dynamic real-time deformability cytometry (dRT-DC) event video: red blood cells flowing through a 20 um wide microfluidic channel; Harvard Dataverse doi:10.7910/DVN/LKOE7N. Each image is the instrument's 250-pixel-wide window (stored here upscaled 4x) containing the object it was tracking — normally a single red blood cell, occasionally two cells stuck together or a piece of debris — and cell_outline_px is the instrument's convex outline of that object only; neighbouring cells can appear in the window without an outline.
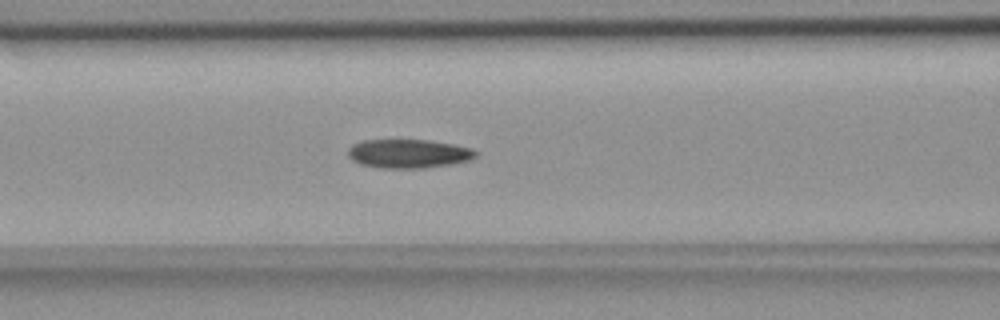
{"species": "common noctule bat (a hibernating species)", "species_latin": "Nyctalus noctula", "temperature_condition": "room temperature", "stored_images_in_passage": 43, "camera_frame_rate_fps": 3000, "um_per_image_px": 0.085, "animal": {"sex": "female", "body_mass_g": 18.4}, "frame": {"image": 1, "passage_image": 11, "time_ms": 3.333, "image_size_px": [1000, 320], "cell_outline_px": [[476, 156], [468, 160], [452, 164], [424, 168], [380, 168], [360, 164], [352, 160], [348, 156], [348, 148], [352, 144], [364, 140], [428, 140], [452, 144], [472, 148], [476, 152]], "centroid_in_image_um": [34.69, 13.06], "position_along_channel_um": 131.9, "area_um2": 21.44}}
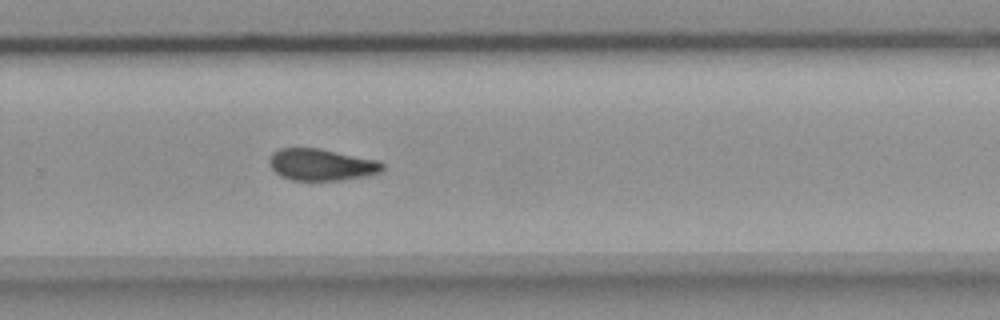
{"frame": {"image": 2, "passage_image": 25, "time_ms": 8.0, "image_size_px": [1000, 320], "cell_outline_px": [[384, 168], [380, 172], [364, 176], [340, 180], [292, 180], [280, 176], [272, 168], [268, 160], [272, 152], [280, 148], [320, 148], [376, 160], [384, 164]], "centroid_in_image_um": [27.29, 13.99], "position_along_channel_um": 302.5, "area_um2": 20.81}}
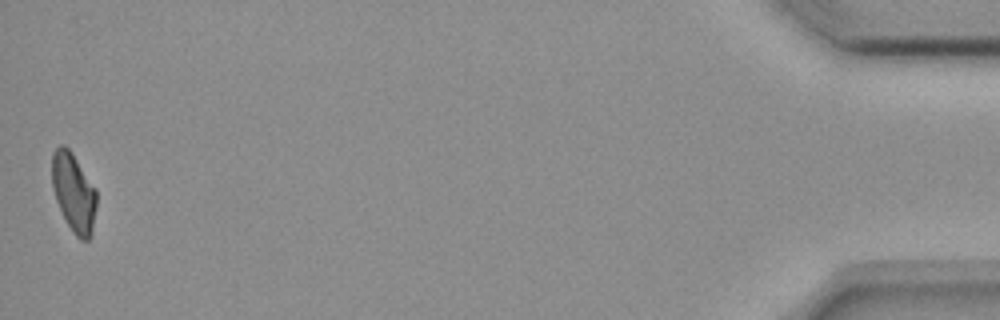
{"frame": {"image": 3, "passage_image": 43, "time_ms": 14.0, "image_size_px": [1000, 320], "cell_outline_px": [[96, 204], [92, 236], [88, 240], [80, 240], [72, 232], [56, 200], [52, 188], [52, 152], [60, 144], [64, 144], [72, 152], [96, 188]], "centroid_in_image_um": [6.27, 16.35], "position_along_channel_um": 428.9, "area_um2": 20.58}, "authors_computed_cell_mechanics": {"area_um2": 21.386, "velocity_mm_per_s": 3.6646, "shape_relaxation_time_tau1_ms": null, "shape_relaxation_time_tau2_ms": 4.8008, "deformation_change_tau1": null, "deformation_change_tau2": 0.0929}}